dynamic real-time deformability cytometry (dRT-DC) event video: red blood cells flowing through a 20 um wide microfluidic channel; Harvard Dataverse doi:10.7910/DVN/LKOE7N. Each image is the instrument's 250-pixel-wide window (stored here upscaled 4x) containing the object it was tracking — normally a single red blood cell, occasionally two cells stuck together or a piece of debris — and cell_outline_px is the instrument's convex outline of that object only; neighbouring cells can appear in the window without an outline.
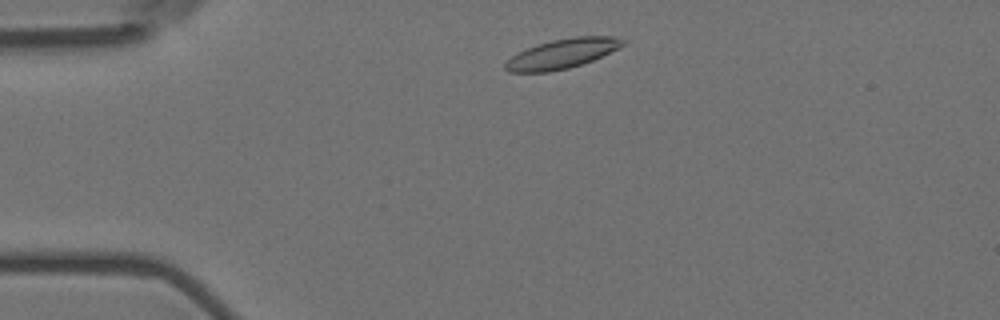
{"species": "Egyptian fruit bat (a non-hibernating species)", "species_latin": "Rousettus aegyptiacus", "temperature_condition": "room temperature", "stored_images_in_passage": 49, "camera_frame_rate_fps": 3000, "um_per_image_px": 0.085, "animal": {"sex": "female"}, "frame": {"image": 1, "passage_image": 4, "time_ms": 1.0, "image_size_px": [1000, 320], "cell_outline_px": [[628, 40], [624, 44], [592, 60], [568, 68], [548, 72], [508, 72], [504, 68], [504, 64], [512, 56], [536, 44], [552, 40], [576, 36], [616, 36]], "centroid_in_image_um": [47.78, 4.55], "position_along_channel_um": 37.2, "area_um2": 20.0}}
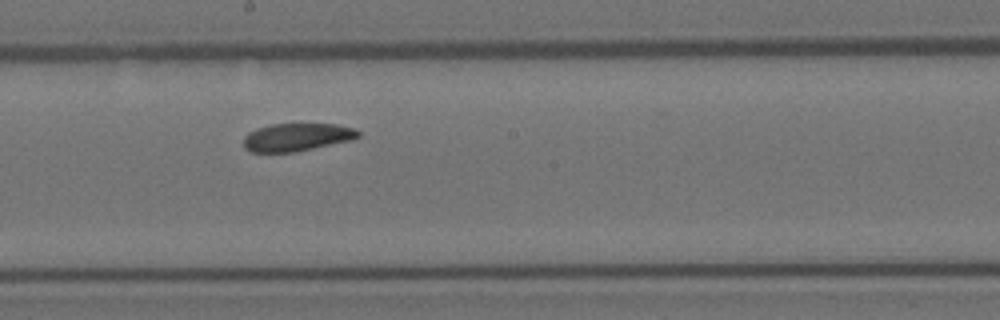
{"frame": {"image": 2, "passage_image": 23, "time_ms": 7.333, "image_size_px": [1000, 320], "cell_outline_px": [[360, 136], [352, 140], [292, 152], [252, 152], [244, 148], [244, 136], [248, 132], [256, 128], [272, 124], [336, 124], [356, 128], [360, 132]], "centroid_in_image_um": [25.23, 11.65], "position_along_channel_um": 223.0, "area_um2": 18.61}}
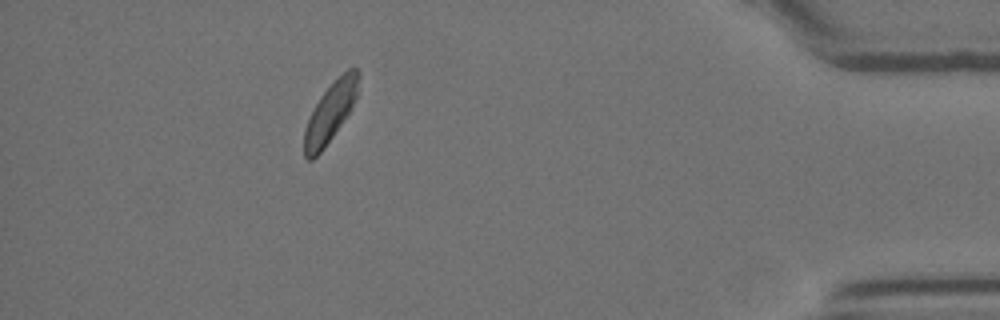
{"frame": {"image": 3, "passage_image": 43, "time_ms": 14.0, "image_size_px": [1000, 320], "cell_outline_px": [[360, 76], [356, 96], [352, 108], [324, 148], [312, 160], [308, 160], [304, 156], [304, 128], [320, 96], [348, 68], [356, 68], [360, 72]], "centroid_in_image_um": [28.08, 9.56], "position_along_channel_um": 407.1, "area_um2": 18.38}, "authors_computed_cell_mechanics": {"area_um2": 19.7676, "velocity_mm_per_s": 3.5272, "shape_relaxation_time_tau1_ms": 4.5366, "shape_relaxation_time_tau2_ms": 3.8168, "deformation_change_tau1": 0.0806, "deformation_change_tau2": 0.0891}}